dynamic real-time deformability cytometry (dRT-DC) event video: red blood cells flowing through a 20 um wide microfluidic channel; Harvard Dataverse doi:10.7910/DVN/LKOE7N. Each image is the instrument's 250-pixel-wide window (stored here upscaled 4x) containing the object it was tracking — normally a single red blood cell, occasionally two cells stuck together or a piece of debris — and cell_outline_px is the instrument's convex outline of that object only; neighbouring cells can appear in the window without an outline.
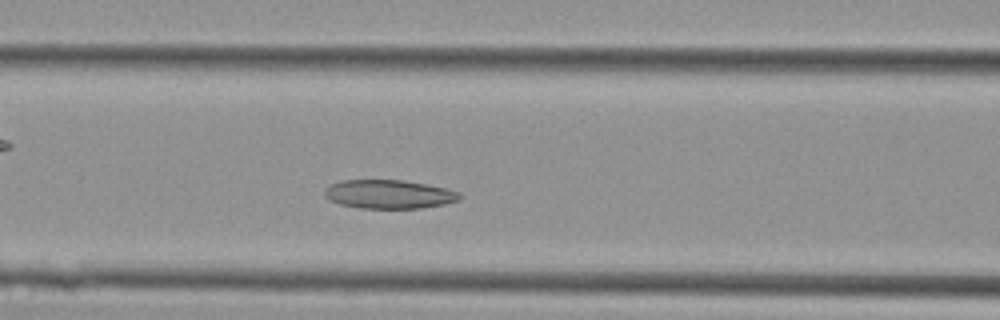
{"species": "Egyptian fruit bat (a non-hibernating species)", "species_latin": "Rousettus aegyptiacus", "temperature_condition": "cold", "stored_images_in_passage": 37, "camera_frame_rate_fps": 3000, "um_per_image_px": 0.085, "animal": {"sex": "female"}, "frame": {"image": 1, "passage_image": 10, "time_ms": 3.0, "image_size_px": [1000, 320], "cell_outline_px": [[460, 200], [444, 204], [420, 208], [360, 208], [340, 204], [328, 200], [324, 196], [324, 188], [340, 180], [404, 180], [444, 188], [460, 192]], "centroid_in_image_um": [33.02, 16.51], "position_along_channel_um": 133.6, "area_um2": 22.6}}
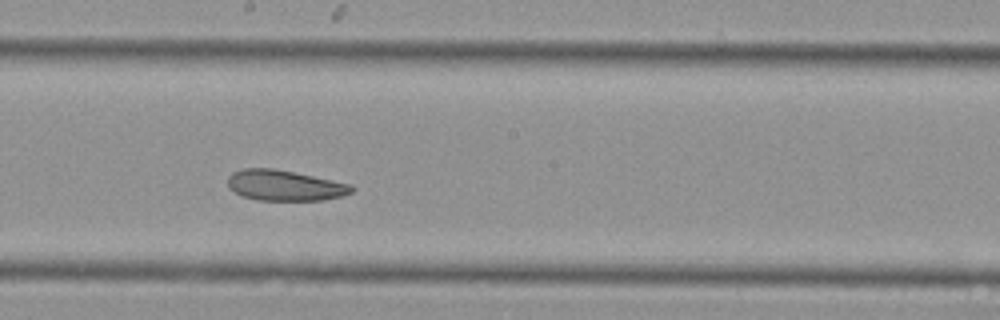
{"frame": {"image": 2, "passage_image": 16, "time_ms": 5.0, "image_size_px": [1000, 320], "cell_outline_px": [[352, 192], [340, 196], [324, 200], [256, 200], [244, 196], [228, 188], [228, 176], [232, 172], [244, 168], [272, 168], [352, 184]], "centroid_in_image_um": [24.16, 15.76], "position_along_channel_um": 224.0, "area_um2": 21.85}}
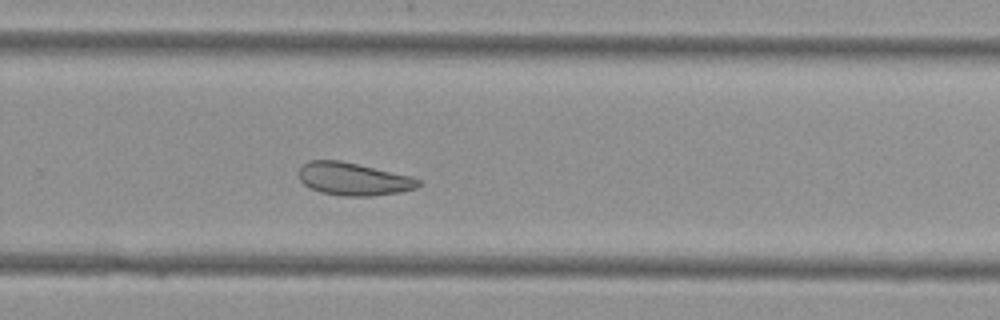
{"frame": {"image": 3, "passage_image": 21, "time_ms": 6.667, "image_size_px": [1000, 320], "cell_outline_px": [[420, 184], [416, 188], [400, 192], [372, 196], [344, 196], [320, 192], [304, 184], [300, 180], [300, 168], [308, 160], [340, 160], [408, 176], [420, 180]], "centroid_in_image_um": [30.02, 15.22], "position_along_channel_um": 299.8, "area_um2": 22.43}}